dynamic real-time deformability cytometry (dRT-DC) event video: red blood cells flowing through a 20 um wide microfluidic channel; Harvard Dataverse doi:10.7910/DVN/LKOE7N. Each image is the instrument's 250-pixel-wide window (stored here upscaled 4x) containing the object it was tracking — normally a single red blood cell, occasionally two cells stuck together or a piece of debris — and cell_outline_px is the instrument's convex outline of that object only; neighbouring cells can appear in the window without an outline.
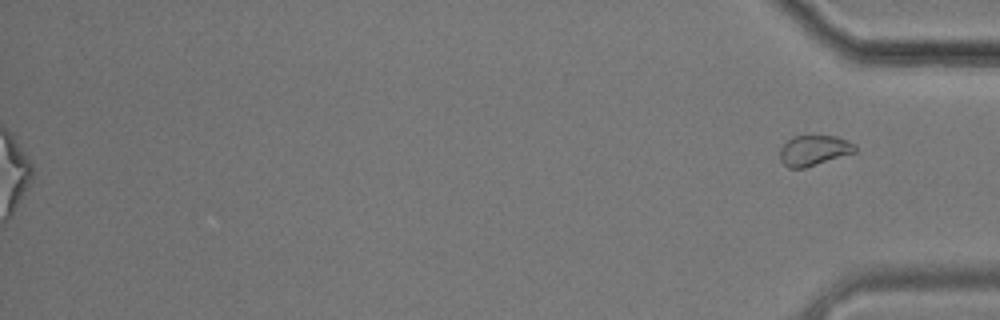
{"species": "common noctule bat (a hibernating species)", "species_latin": "Nyctalus noctula", "temperature_condition": "cold", "stored_images_in_passage": 56, "segment_of_instrument_passage": [2, 2], "camera_frame_rate_fps": 3000, "um_per_image_px": 0.085, "animal": {"sex": "male", "body_mass_g": 17.9}, "frame": {"image": 1, "passage_image": 56, "time_ms": 18.333, "image_size_px": [1000, 320], "cell_outline_px": [[856, 152], [804, 168], [788, 168], [780, 160], [780, 148], [792, 136], [836, 136], [848, 140], [856, 144]], "centroid_in_image_um": [69.19, 12.78], "position_along_channel_um": 366.0, "area_um2": 13.29}}